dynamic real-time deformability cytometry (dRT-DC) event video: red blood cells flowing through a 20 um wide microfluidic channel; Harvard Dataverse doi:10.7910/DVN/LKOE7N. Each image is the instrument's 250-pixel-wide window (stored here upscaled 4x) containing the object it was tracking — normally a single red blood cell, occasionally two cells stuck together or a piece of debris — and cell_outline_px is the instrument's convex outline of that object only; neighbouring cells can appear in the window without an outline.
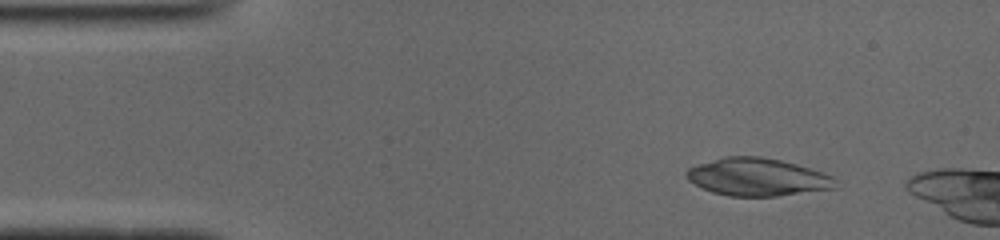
{"species": "common noctule bat (a hibernating species)", "species_latin": "Nyctalus noctula", "temperature_condition": "cold", "stored_images_in_passage": 44, "camera_frame_rate_fps": 3000, "um_per_image_px": 0.085, "animal": {"sex": "male", "body_mass_g": 19.0, "forearm_length_mm": 50.8}, "frame": {"image": 1, "passage_image": 4, "time_ms": 1.0, "image_size_px": [1000, 240], "cell_outline_px": [[836, 188], [776, 196], [728, 196], [712, 192], [688, 180], [684, 176], [684, 172], [688, 168], [700, 164], [728, 156], [760, 156], [780, 160], [796, 164], [832, 176], [836, 180]], "centroid_in_image_um": [64.37, 15.05], "position_along_channel_um": 20.6, "area_um2": 32.37}}